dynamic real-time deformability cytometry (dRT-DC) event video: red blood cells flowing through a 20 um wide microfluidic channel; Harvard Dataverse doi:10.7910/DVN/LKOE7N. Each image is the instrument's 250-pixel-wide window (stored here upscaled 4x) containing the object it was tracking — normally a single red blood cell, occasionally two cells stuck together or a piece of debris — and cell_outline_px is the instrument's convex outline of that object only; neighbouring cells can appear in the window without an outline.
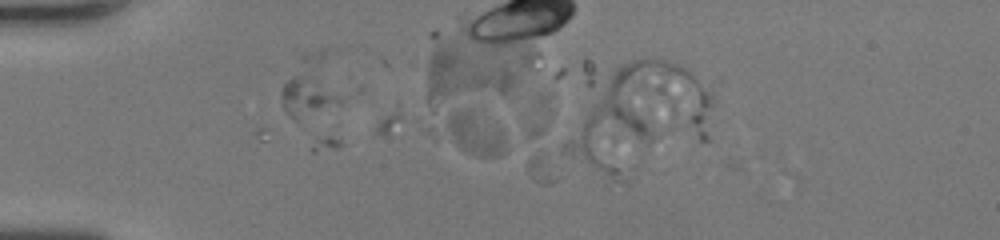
{"species": "human", "species_latin": "Homo sapiens", "temperature_condition": "room temperature", "stored_images_in_passage": 3, "camera_frame_rate_fps": 3000, "um_per_image_px": 0.085, "donor": {"sex": "female"}, "frame": {"image": 1, "passage_image": 2, "time_ms": 0.333, "image_size_px": [1000, 240], "cell_outline_px": [[504, 152], [496, 156], [476, 156], [436, 140], [428, 132], [424, 124], [424, 120], [452, 112], [472, 112], [500, 128], [504, 140]], "centroid_in_image_um": [39.7, 11.34], "position_along_channel_um": 45.3, "area_um2": 17.98}}